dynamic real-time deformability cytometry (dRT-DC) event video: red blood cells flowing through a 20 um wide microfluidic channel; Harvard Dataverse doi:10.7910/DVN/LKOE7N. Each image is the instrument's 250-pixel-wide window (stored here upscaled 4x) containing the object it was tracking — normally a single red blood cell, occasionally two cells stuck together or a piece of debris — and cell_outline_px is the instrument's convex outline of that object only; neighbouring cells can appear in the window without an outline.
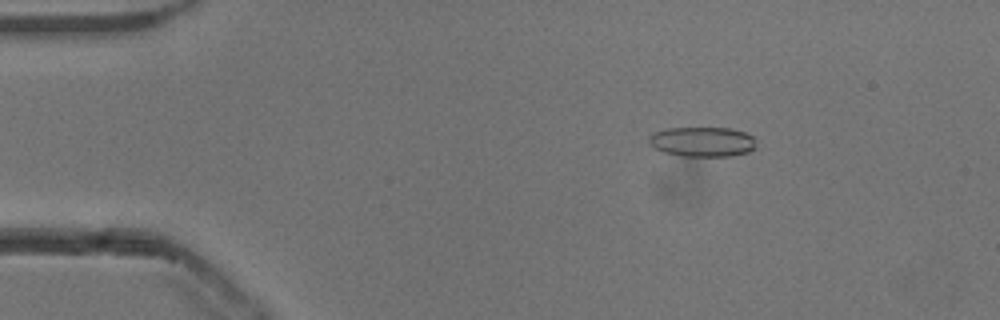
{"species": "common noctule bat (a hibernating species)", "species_latin": "Nyctalus noctula", "temperature_condition": "cold", "stored_images_in_passage": 33, "camera_frame_rate_fps": 3000, "um_per_image_px": 0.085, "animal": {"sex": "male", "body_mass_g": 13.3}, "frame": {"image": 1, "passage_image": 8, "time_ms": 2.333, "image_size_px": [1000, 320], "cell_outline_px": [[756, 148], [748, 152], [732, 156], [680, 156], [664, 152], [652, 148], [648, 140], [652, 132], [668, 128], [732, 128], [744, 132], [752, 136]], "centroid_in_image_um": [59.67, 12.05], "position_along_channel_um": 25.3, "area_um2": 18.79}}
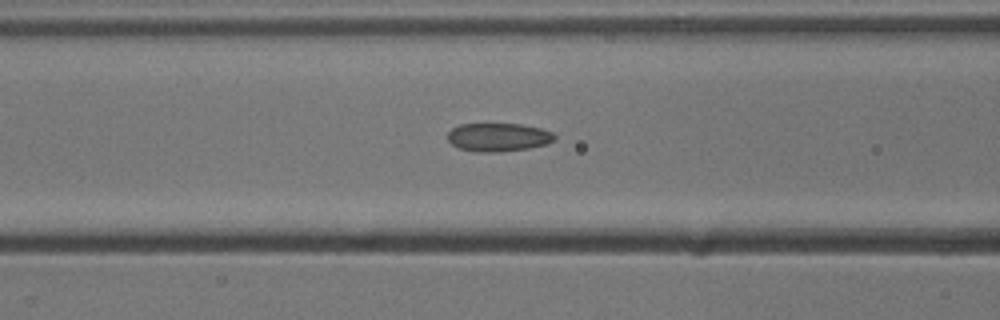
{"frame": {"image": 2, "passage_image": 21, "time_ms": 6.667, "image_size_px": [1000, 320], "cell_outline_px": [[556, 136], [548, 144], [528, 148], [500, 152], [476, 152], [460, 148], [452, 144], [448, 140], [448, 132], [452, 128], [460, 124], [520, 124], [540, 128], [552, 132]], "centroid_in_image_um": [42.35, 11.66], "position_along_channel_um": 124.3, "area_um2": 17.63}}
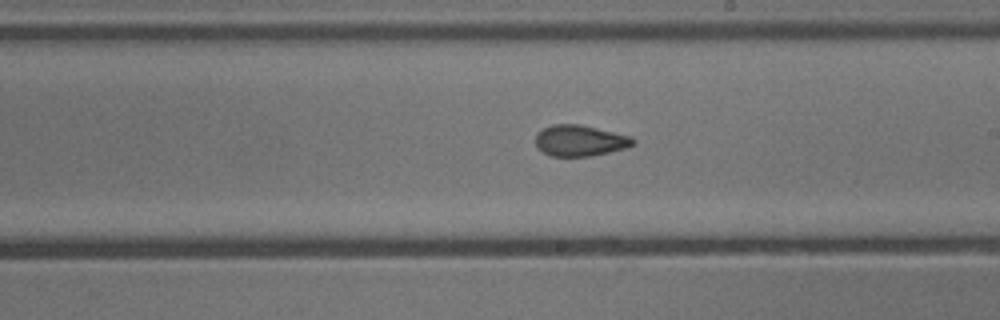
{"frame": {"image": 3, "passage_image": 30, "time_ms": 9.667, "image_size_px": [1000, 320], "cell_outline_px": [[636, 144], [628, 148], [592, 156], [552, 156], [544, 152], [536, 144], [536, 132], [552, 124], [580, 124], [632, 136], [636, 140]], "centroid_in_image_um": [49.36, 11.95], "position_along_channel_um": 239.6, "area_um2": 17.8}}